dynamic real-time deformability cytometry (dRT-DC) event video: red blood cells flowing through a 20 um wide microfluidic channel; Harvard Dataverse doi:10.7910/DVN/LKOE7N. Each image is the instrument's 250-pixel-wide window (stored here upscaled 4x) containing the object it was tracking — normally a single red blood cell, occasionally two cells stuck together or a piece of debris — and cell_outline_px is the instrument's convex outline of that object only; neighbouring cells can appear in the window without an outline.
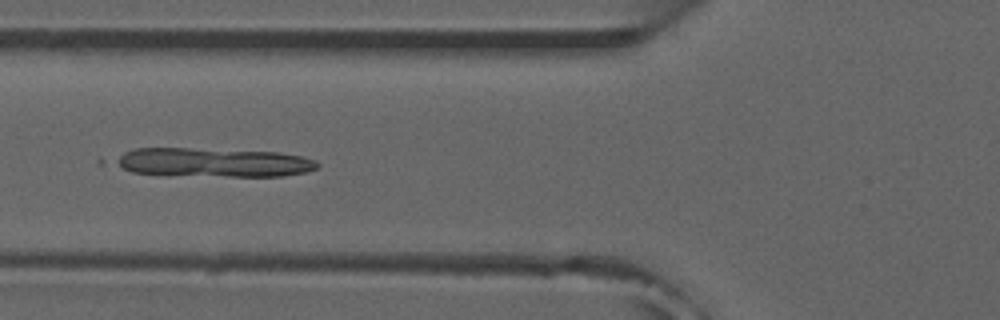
{"species": "common noctule bat (a hibernating species)", "species_latin": "Nyctalus noctula", "temperature_condition": "room temperature", "stored_images_in_passage": 38, "camera_frame_rate_fps": 3000, "um_per_image_px": 0.085, "animal": {"sex": "male", "forearm_length_mm": 52.5}, "frame": {"image": 1, "passage_image": 6, "time_ms": 1.667, "image_size_px": [1000, 320], "cell_outline_px": [[320, 164], [316, 168], [304, 172], [284, 176], [228, 176], [132, 172], [116, 164], [112, 160], [124, 152], [136, 148], [188, 148], [276, 152], [300, 156], [316, 160]], "centroid_in_image_um": [18.15, 13.79], "position_along_channel_um": 107.6, "area_um2": 33.52}}